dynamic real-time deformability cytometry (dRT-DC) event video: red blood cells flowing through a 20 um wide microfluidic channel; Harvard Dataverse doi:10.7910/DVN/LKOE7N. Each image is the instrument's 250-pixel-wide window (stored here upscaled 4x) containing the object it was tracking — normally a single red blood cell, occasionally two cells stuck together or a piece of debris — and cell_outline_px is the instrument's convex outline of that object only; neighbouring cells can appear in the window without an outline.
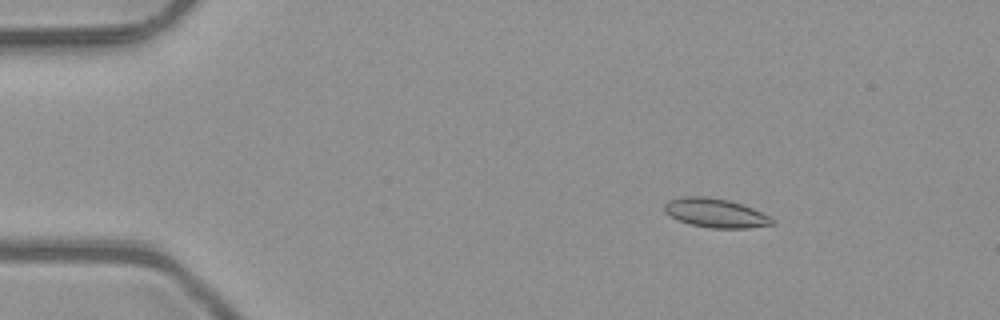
{"species": "common noctule bat (a hibernating species)", "species_latin": "Nyctalus noctula", "temperature_condition": "room temperature", "stored_images_in_passage": 7, "camera_frame_rate_fps": 3000, "um_per_image_px": 0.085, "animal": {"sex": "male", "body_mass_g": 23.1, "forearm_length_mm": 52.7}, "frame": {"image": 1, "passage_image": 3, "time_ms": 0.667, "image_size_px": [1000, 320], "cell_outline_px": [[776, 224], [748, 228], [712, 228], [688, 224], [664, 212], [664, 204], [668, 200], [680, 196], [704, 196], [728, 200], [752, 208], [776, 220]], "centroid_in_image_um": [60.81, 18.1], "position_along_channel_um": 24.2, "area_um2": 18.21}}
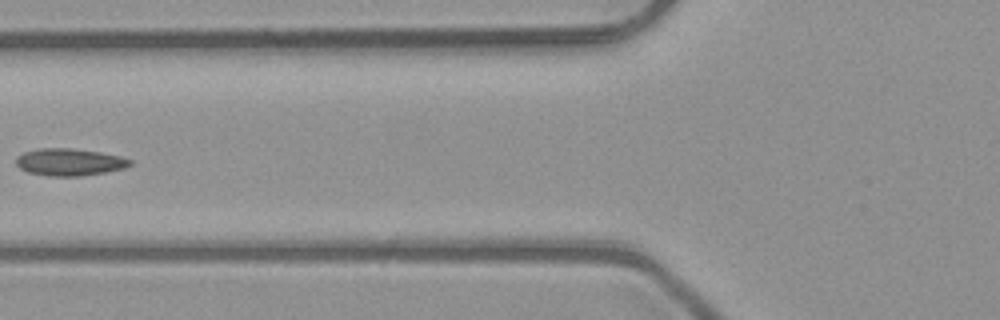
{"frame": {"image": 2, "passage_image": 6, "time_ms": 1.667, "image_size_px": [1000, 320], "cell_outline_px": [[132, 164], [124, 168], [104, 172], [80, 176], [48, 176], [28, 172], [20, 168], [16, 164], [16, 156], [24, 152], [40, 148], [72, 148], [100, 152], [120, 156], [132, 160]], "centroid_in_image_um": [5.89, 13.77], "position_along_channel_um": 119.9, "area_um2": 18.03}}
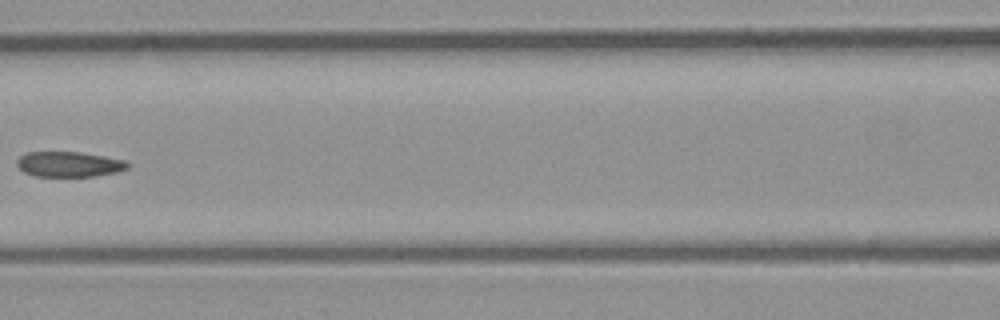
{"frame": {"image": 3, "passage_image": 7, "time_ms": 2.0, "image_size_px": [1000, 320], "cell_outline_px": [[128, 168], [116, 172], [96, 176], [36, 176], [24, 172], [16, 164], [16, 160], [20, 156], [28, 152], [80, 152], [104, 156], [124, 160], [128, 164]], "centroid_in_image_um": [5.85, 13.96], "position_along_channel_um": 160.7, "area_um2": 16.18}}